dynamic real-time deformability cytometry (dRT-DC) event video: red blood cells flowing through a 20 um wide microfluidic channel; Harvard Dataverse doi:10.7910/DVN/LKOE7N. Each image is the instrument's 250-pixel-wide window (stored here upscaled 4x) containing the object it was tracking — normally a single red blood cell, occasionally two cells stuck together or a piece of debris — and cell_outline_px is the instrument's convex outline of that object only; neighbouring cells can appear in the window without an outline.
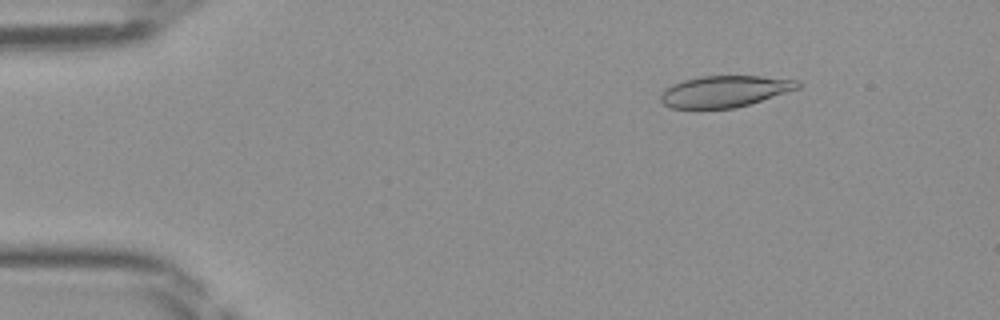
{"species": "Egyptian fruit bat (a non-hibernating species)", "species_latin": "Rousettus aegyptiacus", "temperature_condition": "room temperature", "stored_images_in_passage": 48, "camera_frame_rate_fps": 3000, "um_per_image_px": 0.085, "frame": {"image": 1, "passage_image": 7, "time_ms": 2.0, "image_size_px": [1000, 320], "cell_outline_px": [[800, 88], [736, 108], [672, 108], [664, 104], [660, 100], [660, 92], [672, 84], [684, 80], [700, 76], [760, 76], [800, 80]], "centroid_in_image_um": [61.59, 7.76], "position_along_channel_um": 23.4, "area_um2": 25.09}}
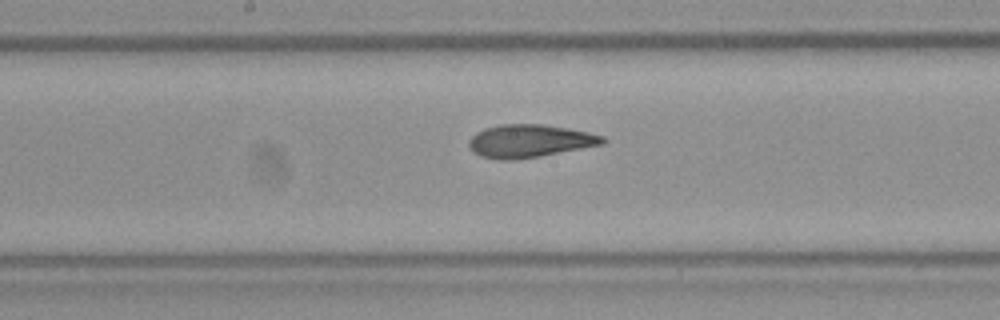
{"frame": {"image": 2, "passage_image": 25, "time_ms": 8.0, "image_size_px": [1000, 320], "cell_outline_px": [[608, 140], [604, 144], [540, 156], [516, 160], [496, 160], [480, 156], [472, 152], [468, 144], [468, 140], [476, 132], [484, 128], [500, 124], [544, 124], [568, 128], [588, 132], [604, 136]], "centroid_in_image_um": [45.0, 11.99], "position_along_channel_um": 203.2, "area_um2": 25.95}}
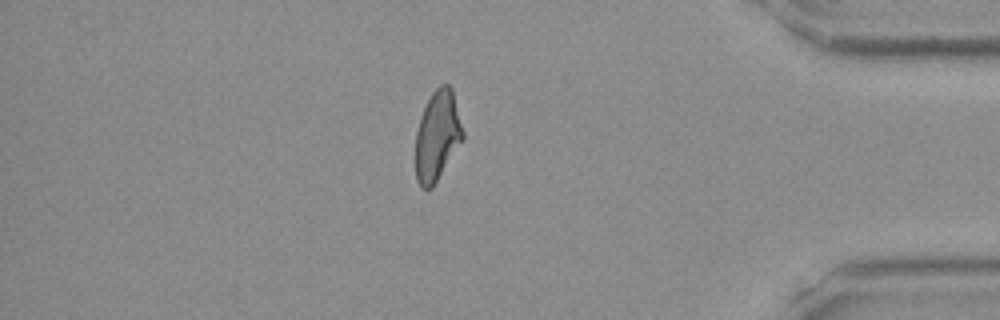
{"frame": {"image": 3, "passage_image": 41, "time_ms": 13.333, "image_size_px": [1000, 320], "cell_outline_px": [[464, 140], [432, 188], [420, 188], [416, 180], [416, 132], [420, 116], [432, 92], [440, 84], [448, 84], [452, 88], [464, 132]], "centroid_in_image_um": [37.18, 11.55], "position_along_channel_um": 398.0, "area_um2": 24.97}}